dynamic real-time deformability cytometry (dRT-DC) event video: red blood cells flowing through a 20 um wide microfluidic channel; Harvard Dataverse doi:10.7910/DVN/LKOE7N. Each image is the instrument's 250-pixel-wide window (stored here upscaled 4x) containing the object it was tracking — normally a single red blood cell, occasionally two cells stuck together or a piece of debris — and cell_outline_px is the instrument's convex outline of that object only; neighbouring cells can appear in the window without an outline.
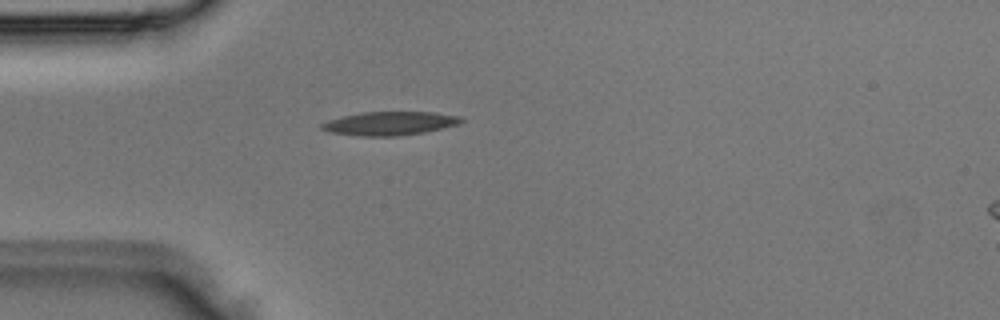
{"species": "Egyptian fruit bat (a non-hibernating species)", "species_latin": "Rousettus aegyptiacus", "temperature_condition": "room temperature", "stored_images_in_passage": 4, "camera_frame_rate_fps": 3000, "um_per_image_px": 0.085, "animal": {"sex": "male"}, "frame": {"image": 1, "passage_image": 4, "time_ms": 1.0, "image_size_px": [1000, 320], "cell_outline_px": [[464, 120], [460, 124], [424, 132], [396, 136], [360, 136], [328, 132], [320, 128], [320, 124], [328, 120], [360, 112], [432, 112], [460, 116]], "centroid_in_image_um": [33.11, 10.49], "position_along_channel_um": 51.9, "area_um2": 19.19}}